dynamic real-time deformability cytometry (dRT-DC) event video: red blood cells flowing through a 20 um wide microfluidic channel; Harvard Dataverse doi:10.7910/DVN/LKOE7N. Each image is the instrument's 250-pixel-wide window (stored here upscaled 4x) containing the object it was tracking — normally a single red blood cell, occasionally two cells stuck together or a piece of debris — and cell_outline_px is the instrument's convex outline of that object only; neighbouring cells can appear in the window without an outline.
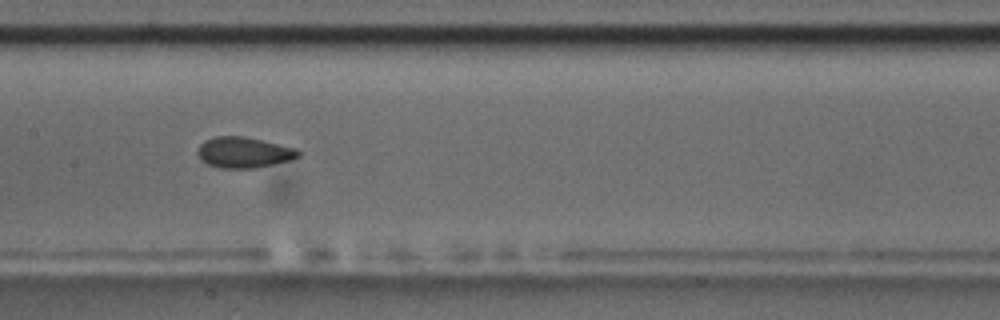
{"species": "common noctule bat (a hibernating species)", "species_latin": "Nyctalus noctula", "temperature_condition": "room temperature", "stored_images_in_passage": 14, "camera_frame_rate_fps": 3000, "um_per_image_px": 0.085, "animal": {"sex": "male", "body_mass_g": 17.5, "forearm_length_mm": 52.3}, "frame": {"image": 1, "passage_image": 7, "time_ms": 7.667, "image_size_px": [1000, 320], "cell_outline_px": [[300, 156], [292, 160], [256, 168], [220, 168], [208, 164], [200, 160], [196, 152], [200, 144], [204, 140], [216, 136], [244, 136], [296, 148], [300, 152]], "centroid_in_image_um": [20.71, 12.96], "position_along_channel_um": 186.7, "area_um2": 18.21}}
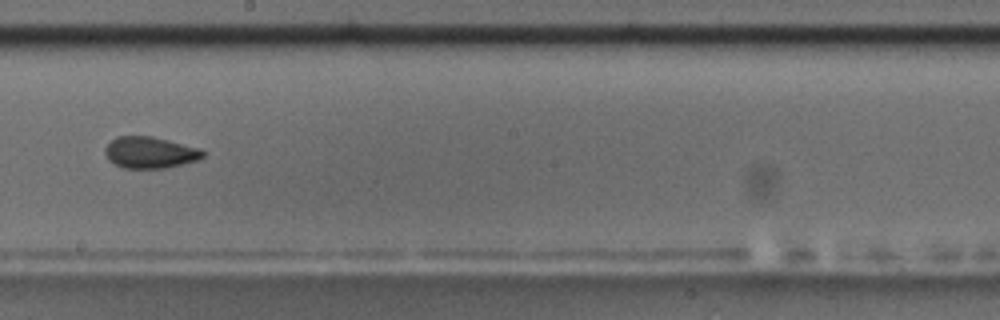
{"frame": {"image": 2, "passage_image": 8, "time_ms": 9.0, "image_size_px": [1000, 320], "cell_outline_px": [[204, 156], [200, 160], [184, 164], [164, 168], [124, 168], [108, 160], [104, 152], [104, 148], [116, 136], [152, 136], [200, 148], [204, 152]], "centroid_in_image_um": [12.76, 12.96], "position_along_channel_um": 235.4, "area_um2": 18.03}, "authors_computed_cell_mechanics": {"area_um2": 18.1492, "velocity_mm_per_s": 3.6835, "shape_relaxation_time_tau1_ms": 5.9923, "shape_relaxation_time_tau2_ms": 3.811, "deformation_change_tau1": 0.118, "deformation_change_tau2": 0.0551}}